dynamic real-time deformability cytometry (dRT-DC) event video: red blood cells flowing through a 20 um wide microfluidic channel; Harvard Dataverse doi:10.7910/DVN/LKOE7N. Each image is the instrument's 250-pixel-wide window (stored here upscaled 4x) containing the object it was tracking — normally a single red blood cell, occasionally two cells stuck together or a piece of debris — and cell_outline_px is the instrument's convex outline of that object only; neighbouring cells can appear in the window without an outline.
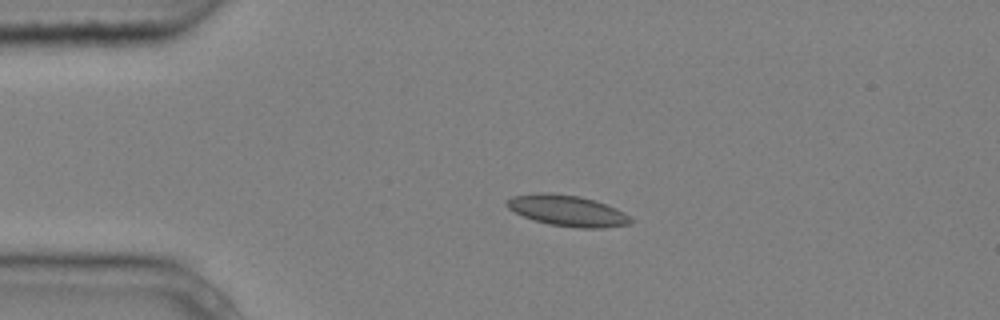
{"species": "common noctule bat (a hibernating species)", "species_latin": "Nyctalus noctula", "temperature_condition": "cold", "stored_images_in_passage": 2, "camera_frame_rate_fps": 3000, "um_per_image_px": 0.085, "animal": {"sex": "male", "body_mass_g": 20.4}, "frame": {"image": 1, "passage_image": 1, "time_ms": 0.0, "image_size_px": [1000, 320], "cell_outline_px": [[632, 224], [604, 228], [576, 228], [548, 224], [532, 220], [508, 208], [504, 204], [504, 200], [512, 196], [536, 192], [548, 192], [580, 196], [616, 208], [624, 212], [632, 220]], "centroid_in_image_um": [48.18, 17.9], "position_along_channel_um": 36.8, "area_um2": 22.54}}